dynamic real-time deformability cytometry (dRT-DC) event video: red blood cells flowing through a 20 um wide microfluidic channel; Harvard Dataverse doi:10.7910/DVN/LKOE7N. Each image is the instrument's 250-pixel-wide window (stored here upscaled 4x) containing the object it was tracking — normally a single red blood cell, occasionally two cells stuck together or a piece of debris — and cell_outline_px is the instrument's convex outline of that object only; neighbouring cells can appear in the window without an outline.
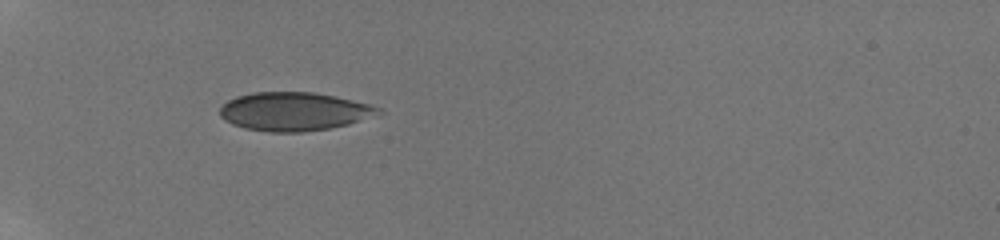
{"species": "human", "species_latin": "Homo sapiens", "temperature_condition": "room temperature", "stored_images_in_passage": 36, "camera_frame_rate_fps": 3000, "um_per_image_px": 0.085, "donor": {"sex": "male"}, "frame": {"image": 1, "passage_image": 1, "time_ms": 0.0, "image_size_px": [1000, 240], "cell_outline_px": [[384, 112], [380, 116], [332, 128], [304, 132], [268, 132], [244, 128], [232, 124], [224, 120], [220, 116], [220, 108], [228, 100], [236, 96], [252, 92], [312, 92], [336, 96], [384, 108]], "centroid_in_image_um": [25.05, 9.48], "position_along_channel_um": 59.9, "area_um2": 36.07}}
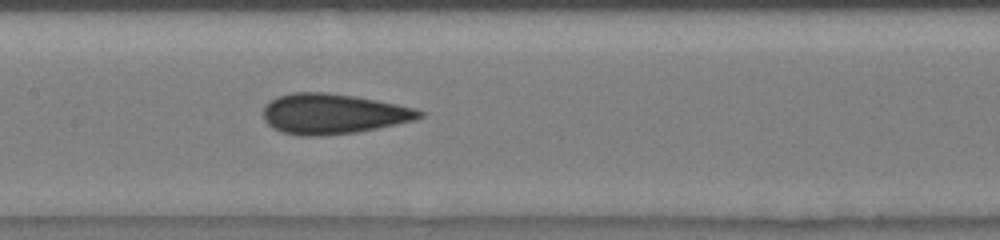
{"frame": {"image": 2, "passage_image": 12, "time_ms": 3.667, "image_size_px": [1000, 240], "cell_outline_px": [[424, 116], [416, 120], [356, 132], [320, 136], [300, 136], [284, 132], [272, 128], [264, 120], [264, 104], [276, 96], [292, 92], [328, 92], [356, 96], [416, 108], [424, 112]], "centroid_in_image_um": [28.3, 9.66], "position_along_channel_um": 179.1, "area_um2": 36.82}}
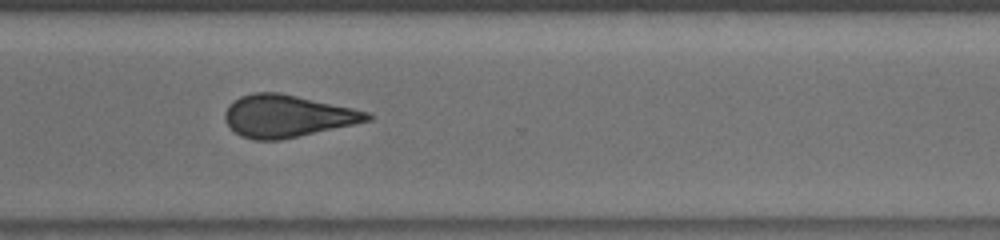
{"frame": {"image": 3, "passage_image": 25, "time_ms": 8.0, "image_size_px": [1000, 240], "cell_outline_px": [[372, 120], [280, 140], [256, 140], [240, 136], [224, 120], [224, 112], [228, 104], [240, 96], [252, 92], [280, 92], [372, 112]], "centroid_in_image_um": [24.4, 9.85], "position_along_channel_um": 346.2, "area_um2": 35.08}, "authors_computed_cell_mechanics": {"area_um2": 35.1135, "velocity_mm_per_s": 3.8621, "shape_relaxation_time_tau1_ms": 11.1194, "shape_relaxation_time_tau2_ms": 1.9416, "deformation_change_tau1": 0.1401, "deformation_change_tau2": 0.0711}}